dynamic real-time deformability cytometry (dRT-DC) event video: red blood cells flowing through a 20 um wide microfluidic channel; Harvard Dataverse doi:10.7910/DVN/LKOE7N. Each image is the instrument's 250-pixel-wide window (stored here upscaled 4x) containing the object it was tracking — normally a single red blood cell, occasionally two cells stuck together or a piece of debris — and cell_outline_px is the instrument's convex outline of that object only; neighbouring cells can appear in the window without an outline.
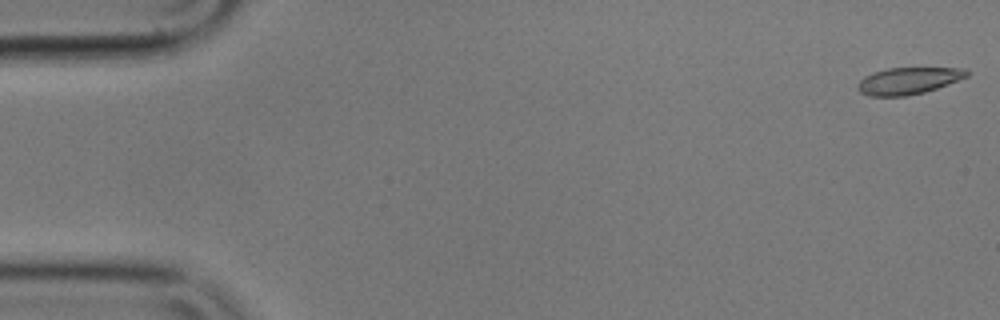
{"species": "common noctule bat (a hibernating species)", "species_latin": "Nyctalus noctula", "temperature_condition": "cold", "stored_images_in_passage": 56, "camera_frame_rate_fps": 3000, "um_per_image_px": 0.085, "animal": {"sex": "male", "body_mass_g": 17.9}, "frame": {"image": 1, "passage_image": 1, "time_ms": 0.0, "image_size_px": [1000, 320], "cell_outline_px": [[968, 76], [948, 84], [924, 92], [904, 96], [868, 96], [860, 92], [856, 88], [856, 84], [864, 76], [872, 72], [888, 68], [968, 68]], "centroid_in_image_um": [77.17, 6.86], "position_along_channel_um": 7.8, "area_um2": 17.11}}
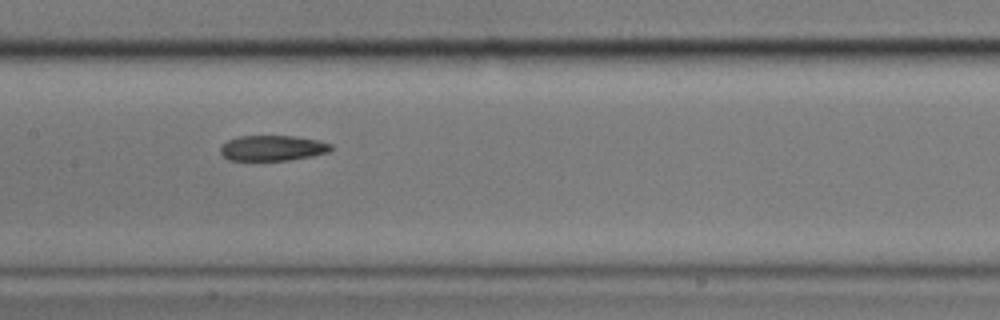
{"frame": {"image": 2, "passage_image": 27, "time_ms": 8.667, "image_size_px": [1000, 320], "cell_outline_px": [[332, 148], [328, 152], [312, 156], [288, 160], [228, 160], [220, 152], [220, 148], [228, 140], [236, 136], [296, 136], [320, 140], [332, 144]], "centroid_in_image_um": [23.18, 12.58], "position_along_channel_um": 184.2, "area_um2": 16.42}}
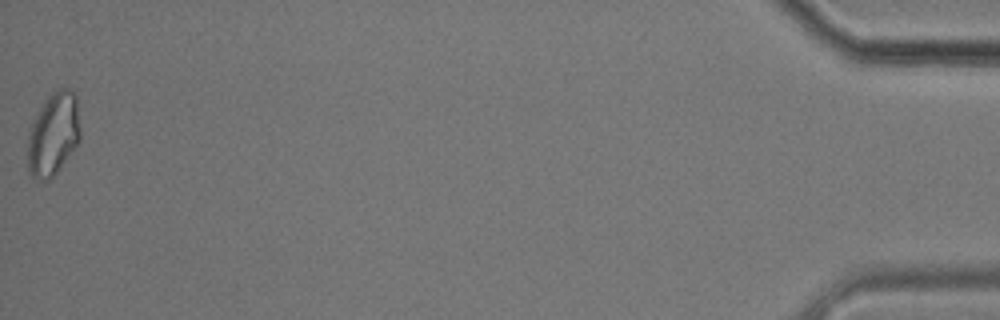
{"frame": {"image": 3, "passage_image": 56, "time_ms": 18.333, "image_size_px": [1000, 320], "cell_outline_px": [[80, 140], [56, 172], [48, 180], [36, 180], [28, 172], [28, 136], [32, 124], [40, 108], [48, 96], [52, 92], [60, 88], [68, 88], [76, 96], [80, 128]], "centroid_in_image_um": [4.53, 11.4], "position_along_channel_um": 430.7, "area_um2": 25.09}, "authors_computed_cell_mechanics": {"area_um2": 17.6868, "velocity_mm_per_s": 3.5524, "shape_relaxation_time_tau1_ms": null, "shape_relaxation_time_tau2_ms": 6.0607, "deformation_change_tau1": null, "deformation_change_tau2": 0.129}}